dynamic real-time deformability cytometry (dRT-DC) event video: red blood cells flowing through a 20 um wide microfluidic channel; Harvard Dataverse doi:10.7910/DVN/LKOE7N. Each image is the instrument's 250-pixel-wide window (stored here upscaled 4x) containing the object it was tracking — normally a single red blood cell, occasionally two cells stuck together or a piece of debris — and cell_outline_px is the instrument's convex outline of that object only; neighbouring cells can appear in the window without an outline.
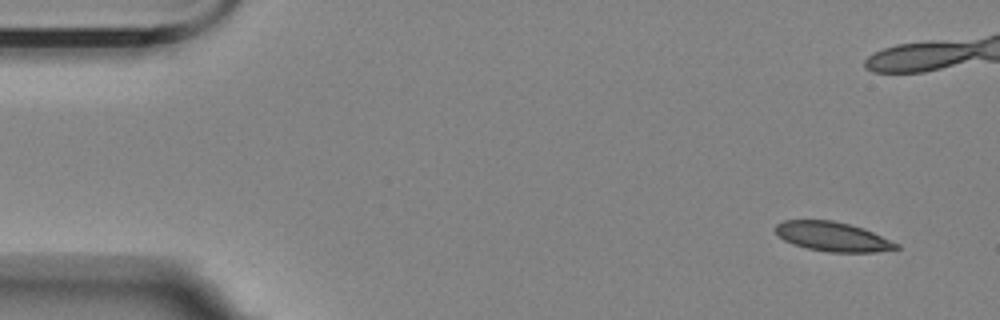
{"species": "Egyptian fruit bat (a non-hibernating species)", "species_latin": "Rousettus aegyptiacus", "temperature_condition": "room temperature", "stored_images_in_passage": 10, "segment_of_instrument_passage": [1, 2], "camera_frame_rate_fps": 3000, "um_per_image_px": 0.085, "animal": {"sex": "female"}, "frame": {"image": 1, "passage_image": 1, "time_ms": 0.0, "image_size_px": [1000, 320], "cell_outline_px": [[900, 248], [876, 252], [828, 252], [808, 248], [784, 240], [772, 228], [776, 224], [784, 220], [832, 220], [864, 228], [900, 244]], "centroid_in_image_um": [70.79, 20.1], "position_along_channel_um": 14.2, "area_um2": 20.63}}
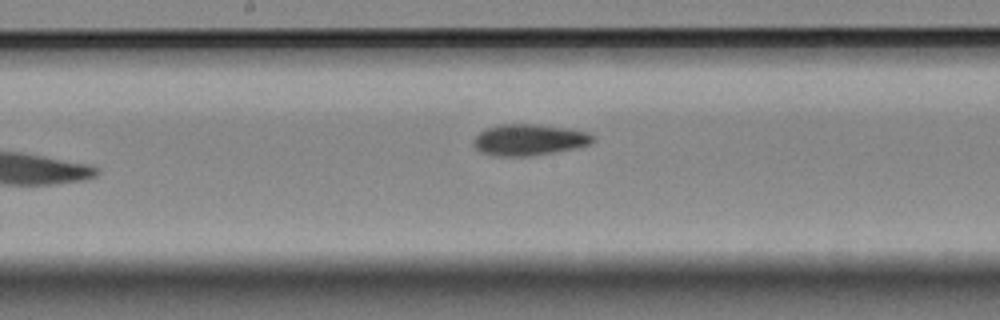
{"frame": {"image": 2, "passage_image": 9, "time_ms": 9.667, "image_size_px": [1000, 320], "cell_outline_px": [[596, 140], [592, 144], [576, 148], [532, 156], [492, 156], [480, 152], [472, 144], [472, 140], [480, 132], [488, 128], [500, 124], [536, 124], [568, 128], [588, 132]], "centroid_in_image_um": [44.98, 11.89], "position_along_channel_um": 203.2, "area_um2": 21.96}}